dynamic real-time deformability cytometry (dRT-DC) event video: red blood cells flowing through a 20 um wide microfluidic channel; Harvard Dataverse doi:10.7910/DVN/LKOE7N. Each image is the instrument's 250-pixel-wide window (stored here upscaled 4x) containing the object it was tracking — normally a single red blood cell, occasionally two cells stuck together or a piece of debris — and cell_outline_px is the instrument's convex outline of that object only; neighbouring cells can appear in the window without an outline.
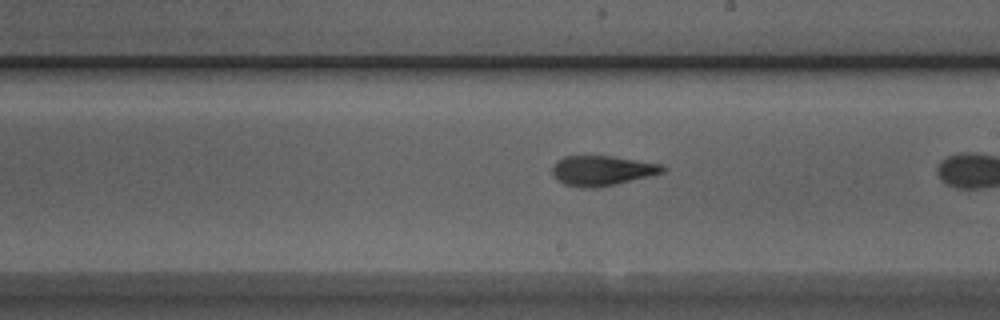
{"species": "Egyptian fruit bat (a non-hibernating species)", "species_latin": "Rousettus aegyptiacus", "temperature_condition": "room temperature", "stored_images_in_passage": 27, "camera_frame_rate_fps": 3000, "um_per_image_px": 0.085, "animal": {"sex": "male"}, "frame": {"image": 1, "passage_image": 16, "time_ms": 5.0, "image_size_px": [1000, 320], "cell_outline_px": [[668, 168], [664, 172], [616, 184], [596, 188], [580, 188], [564, 184], [552, 172], [552, 168], [556, 160], [564, 156], [612, 156], [664, 164]], "centroid_in_image_um": [51.2, 14.49], "position_along_channel_um": 237.8, "area_um2": 19.31}}
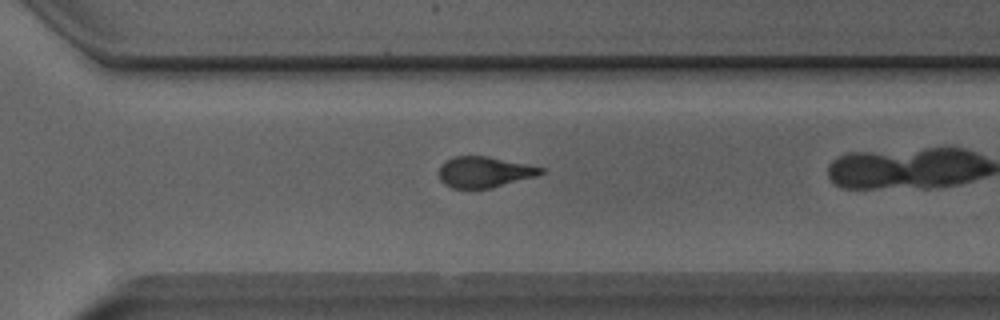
{"frame": {"image": 2, "passage_image": 23, "time_ms": 7.333, "image_size_px": [1000, 320], "cell_outline_px": [[544, 172], [536, 176], [492, 188], [452, 188], [444, 184], [440, 180], [440, 168], [452, 156], [488, 156], [528, 164], [544, 168]], "centroid_in_image_um": [41.2, 14.62], "position_along_channel_um": 329.4, "area_um2": 18.21}}